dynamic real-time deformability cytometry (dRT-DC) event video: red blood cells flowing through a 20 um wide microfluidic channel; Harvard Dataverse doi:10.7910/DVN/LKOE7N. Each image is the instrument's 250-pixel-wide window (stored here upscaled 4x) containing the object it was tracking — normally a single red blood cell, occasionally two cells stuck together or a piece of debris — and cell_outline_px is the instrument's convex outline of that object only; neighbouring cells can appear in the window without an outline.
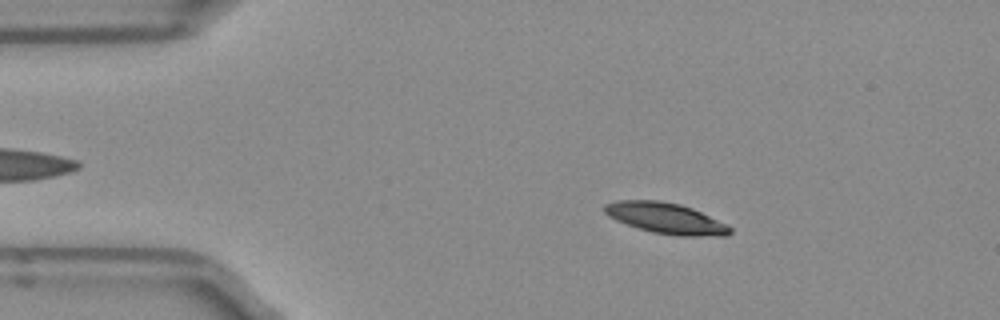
{"species": "Egyptian fruit bat (a non-hibernating species)", "species_latin": "Rousettus aegyptiacus", "temperature_condition": "room temperature", "stored_images_in_passage": 46, "camera_frame_rate_fps": 3000, "um_per_image_px": 0.085, "frame": {"image": 1, "passage_image": 4, "time_ms": 1.0, "image_size_px": [1000, 320], "cell_outline_px": [[732, 232], [728, 236], [680, 236], [652, 232], [616, 220], [608, 216], [604, 212], [604, 204], [616, 200], [656, 200], [680, 204], [692, 208], [728, 224], [732, 228]], "centroid_in_image_um": [56.63, 18.55], "position_along_channel_um": 28.4, "area_um2": 22.6}}
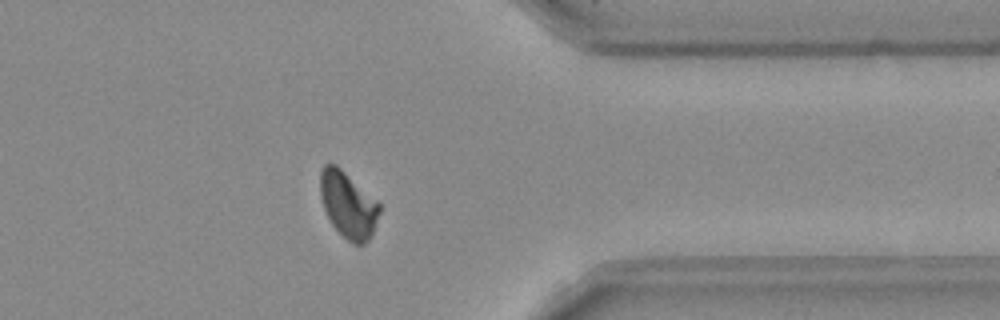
{"frame": {"image": 2, "passage_image": 36, "time_ms": 11.667, "image_size_px": [1000, 320], "cell_outline_px": [[380, 212], [372, 236], [364, 244], [352, 244], [332, 224], [324, 208], [320, 196], [320, 172], [324, 164], [336, 164], [376, 200], [380, 204]], "centroid_in_image_um": [29.59, 17.41], "position_along_channel_um": 381.8, "area_um2": 22.6}}
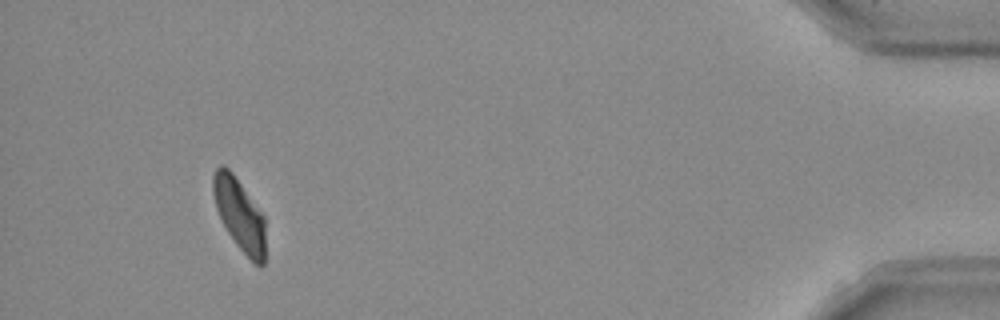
{"frame": {"image": 3, "passage_image": 43, "time_ms": 14.0, "image_size_px": [1000, 320], "cell_outline_px": [[264, 264], [260, 268], [236, 244], [228, 232], [216, 208], [212, 192], [212, 176], [216, 168], [220, 164], [224, 164], [232, 172], [264, 216]], "centroid_in_image_um": [20.33, 18.19], "position_along_channel_um": 414.9, "area_um2": 21.62}, "authors_computed_cell_mechanics": {"area_um2": 22.8888, "velocity_mm_per_s": 3.9269, "shape_relaxation_time_tau1_ms": 3.5751, "shape_relaxation_time_tau2_ms": 3.5771, "deformation_change_tau1": 0.1301, "deformation_change_tau2": 0.0625}}